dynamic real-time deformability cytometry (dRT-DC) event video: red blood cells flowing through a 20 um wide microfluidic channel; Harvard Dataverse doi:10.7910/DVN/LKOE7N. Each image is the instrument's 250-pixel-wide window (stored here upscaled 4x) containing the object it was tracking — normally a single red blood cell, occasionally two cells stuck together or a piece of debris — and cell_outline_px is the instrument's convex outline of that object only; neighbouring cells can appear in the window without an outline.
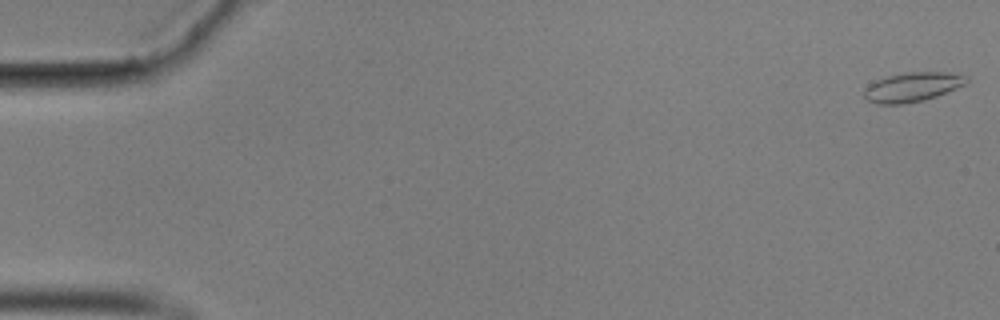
{"species": "common noctule bat (a hibernating species)", "species_latin": "Nyctalus noctula", "temperature_condition": "cold", "stored_images_in_passage": 57, "camera_frame_rate_fps": 3000, "um_per_image_px": 0.085, "animal": {"sex": "male", "body_mass_g": 17.9}, "frame": {"image": 1, "passage_image": 1, "time_ms": 0.0, "image_size_px": [1000, 320], "cell_outline_px": [[968, 84], [936, 96], [924, 100], [904, 104], [876, 104], [868, 100], [864, 96], [864, 88], [868, 84], [876, 80], [888, 76], [908, 72], [944, 72], [968, 76]], "centroid_in_image_um": [77.55, 7.4], "position_along_channel_um": 7.4, "area_um2": 17.57}}
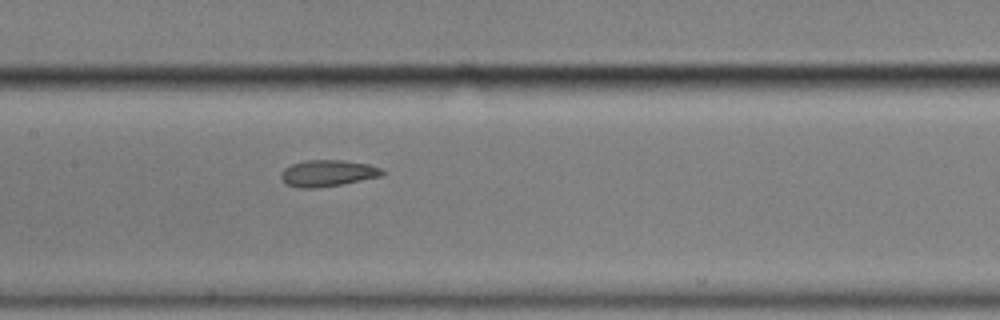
{"frame": {"image": 2, "passage_image": 28, "time_ms": 9.0, "image_size_px": [1000, 320], "cell_outline_px": [[384, 172], [380, 176], [340, 184], [316, 188], [296, 188], [288, 184], [280, 176], [280, 172], [284, 168], [292, 164], [308, 160], [344, 160], [368, 164], [380, 168]], "centroid_in_image_um": [27.81, 14.72], "position_along_channel_um": 179.6, "area_um2": 15.37}}
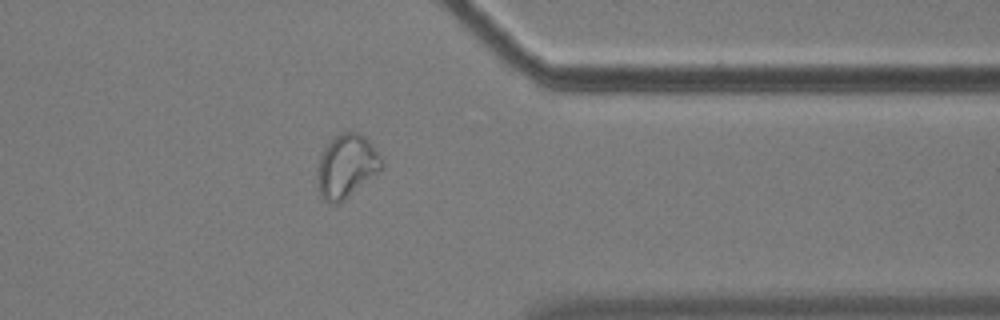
{"frame": {"image": 3, "passage_image": 46, "time_ms": 15.0, "image_size_px": [1000, 320], "cell_outline_px": [[384, 164], [376, 172], [344, 200], [336, 204], [332, 204], [324, 200], [320, 196], [316, 176], [316, 168], [320, 156], [324, 148], [340, 132], [356, 132], [364, 136], [372, 144], [380, 156]], "centroid_in_image_um": [29.4, 14.12], "position_along_channel_um": 382.0, "area_um2": 23.41}, "authors_computed_cell_mechanics": {"area_um2": 16.9932, "velocity_mm_per_s": 3.5203, "shape_relaxation_time_tau1_ms": null, "shape_relaxation_time_tau2_ms": 2.6754, "deformation_change_tau1": null, "deformation_change_tau2": 0.0854}}